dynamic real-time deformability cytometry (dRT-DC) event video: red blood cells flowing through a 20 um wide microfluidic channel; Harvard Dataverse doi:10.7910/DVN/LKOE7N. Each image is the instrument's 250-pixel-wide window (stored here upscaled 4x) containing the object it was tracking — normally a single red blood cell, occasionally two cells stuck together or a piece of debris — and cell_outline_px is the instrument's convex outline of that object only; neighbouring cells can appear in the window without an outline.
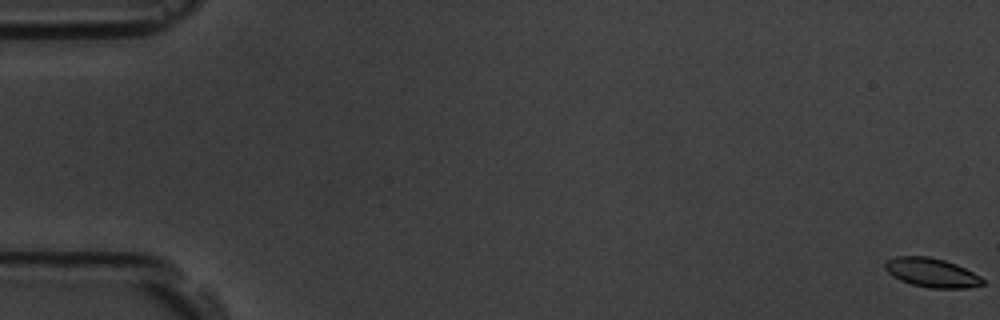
{"species": "common noctule bat (a hibernating species)", "species_latin": "Nyctalus noctula", "temperature_condition": "room temperature", "stored_images_in_passage": 17, "camera_frame_rate_fps": 3000, "um_per_image_px": 0.085, "animal": {"sex": "male", "body_mass_g": 19.5, "forearm_length_mm": 54.6}, "frame": {"image": 1, "passage_image": 1, "time_ms": 0.0, "image_size_px": [1000, 320], "cell_outline_px": [[984, 284], [968, 288], [928, 288], [912, 284], [900, 280], [892, 276], [884, 268], [884, 264], [888, 260], [896, 256], [928, 256], [944, 260], [956, 264], [980, 276], [984, 280]], "centroid_in_image_um": [79.18, 23.18], "position_along_channel_um": 5.8, "area_um2": 16.53}}
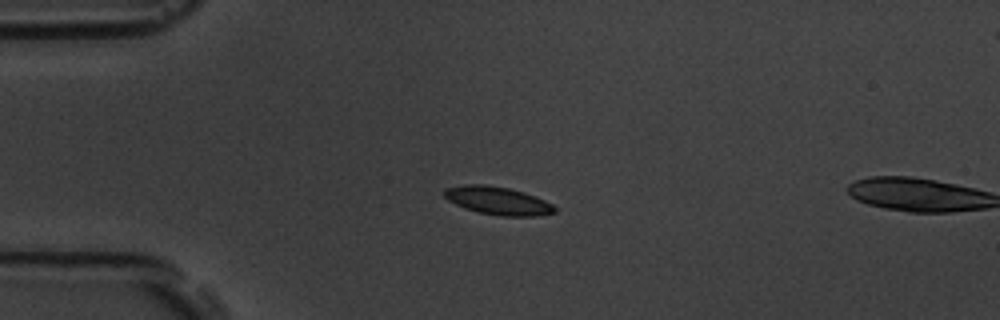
{"frame": {"image": 2, "passage_image": 15, "time_ms": 4.667, "image_size_px": [1000, 320], "cell_outline_px": [[556, 212], [536, 216], [500, 216], [476, 212], [464, 208], [448, 200], [444, 196], [444, 188], [464, 184], [484, 184], [508, 188], [524, 192], [536, 196], [552, 204], [556, 208]], "centroid_in_image_um": [42.3, 17.06], "position_along_channel_um": 42.7, "area_um2": 18.15}}